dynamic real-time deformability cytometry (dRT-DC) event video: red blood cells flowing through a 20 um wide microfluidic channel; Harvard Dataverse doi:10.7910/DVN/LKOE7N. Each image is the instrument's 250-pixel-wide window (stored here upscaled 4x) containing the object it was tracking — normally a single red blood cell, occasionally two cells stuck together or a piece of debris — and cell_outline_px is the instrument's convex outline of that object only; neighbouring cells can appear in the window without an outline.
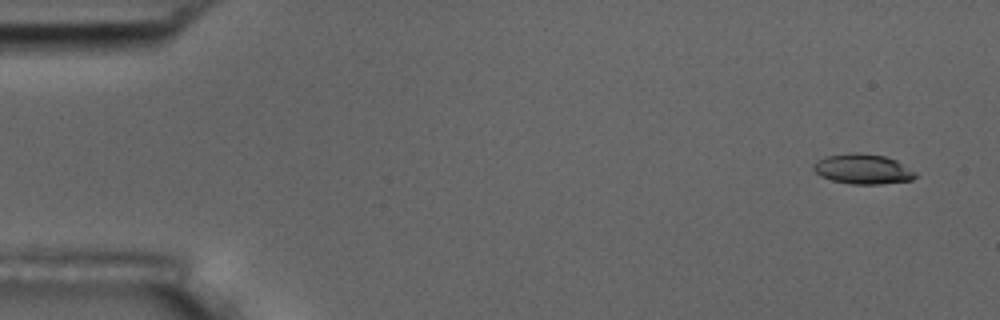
{"species": "common noctule bat (a hibernating species)", "species_latin": "Nyctalus noctula", "temperature_condition": "room temperature", "stored_images_in_passage": 6, "camera_frame_rate_fps": 3000, "um_per_image_px": 0.085, "animal": {"sex": "male", "body_mass_g": 17.5, "forearm_length_mm": 52.3}, "frame": {"image": 1, "passage_image": 1, "time_ms": 0.0, "image_size_px": [1000, 320], "cell_outline_px": [[920, 176], [912, 180], [880, 184], [852, 184], [832, 180], [820, 176], [812, 168], [812, 164], [816, 160], [828, 156], [848, 152], [860, 152], [884, 156], [896, 160], [916, 172]], "centroid_in_image_um": [73.35, 14.36], "position_along_channel_um": 11.7, "area_um2": 18.03}}
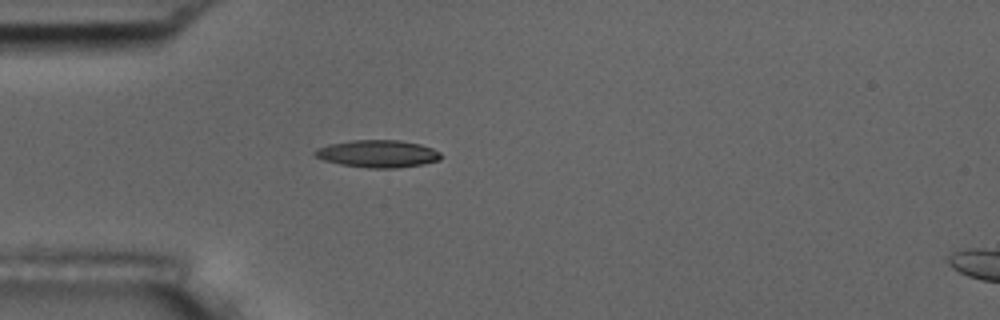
{"frame": {"image": 2, "passage_image": 5, "time_ms": 4.333, "image_size_px": [1000, 320], "cell_outline_px": [[444, 156], [440, 160], [424, 164], [396, 168], [368, 168], [340, 164], [324, 160], [316, 156], [312, 152], [316, 148], [328, 144], [352, 140], [400, 140], [420, 144], [432, 148], [440, 152]], "centroid_in_image_um": [32.13, 13.06], "position_along_channel_um": 52.9, "area_um2": 20.29}}